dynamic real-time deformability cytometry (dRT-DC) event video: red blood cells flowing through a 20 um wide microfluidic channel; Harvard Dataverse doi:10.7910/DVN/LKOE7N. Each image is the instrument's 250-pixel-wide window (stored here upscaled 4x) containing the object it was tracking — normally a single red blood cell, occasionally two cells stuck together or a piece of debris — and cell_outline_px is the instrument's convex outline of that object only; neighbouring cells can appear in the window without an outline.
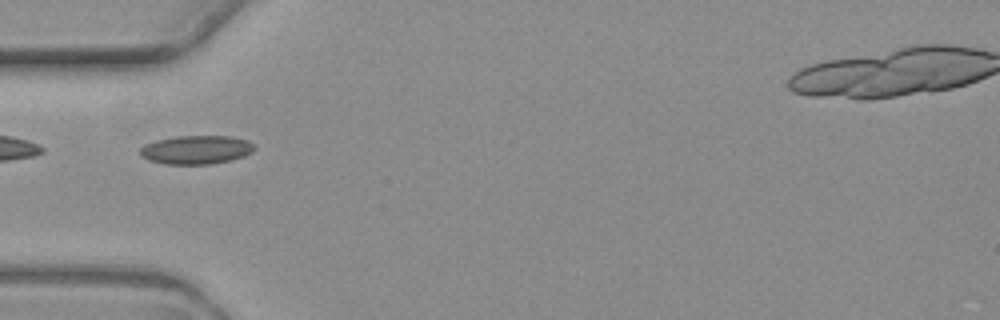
{"species": "common noctule bat (a hibernating species)", "species_latin": "Nyctalus noctula", "temperature_condition": "warm", "stored_images_in_passage": 7, "camera_frame_rate_fps": 3000, "um_per_image_px": 0.085, "animal": {"sex": "female", "body_mass_g": 19.3, "forearm_length_mm": 54.1}, "frame": {"image": 1, "passage_image": 6, "time_ms": 6.0, "image_size_px": [1000, 320], "cell_outline_px": [[256, 148], [252, 152], [244, 156], [232, 160], [212, 164], [164, 164], [148, 160], [140, 156], [140, 148], [144, 144], [156, 140], [176, 136], [232, 136], [248, 140], [256, 144]], "centroid_in_image_um": [16.7, 12.73], "position_along_channel_um": 68.3, "area_um2": 19.42}}
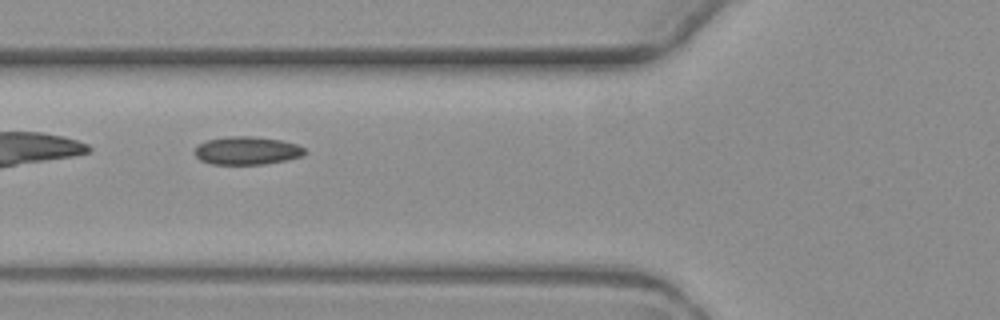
{"frame": {"image": 2, "passage_image": 7, "time_ms": 7.0, "image_size_px": [1000, 320], "cell_outline_px": [[308, 152], [300, 156], [284, 160], [264, 164], [212, 164], [200, 160], [196, 156], [196, 148], [200, 144], [208, 140], [228, 136], [252, 136], [280, 140], [296, 144], [304, 148]], "centroid_in_image_um": [21.0, 12.8], "position_along_channel_um": 104.8, "area_um2": 17.74}}